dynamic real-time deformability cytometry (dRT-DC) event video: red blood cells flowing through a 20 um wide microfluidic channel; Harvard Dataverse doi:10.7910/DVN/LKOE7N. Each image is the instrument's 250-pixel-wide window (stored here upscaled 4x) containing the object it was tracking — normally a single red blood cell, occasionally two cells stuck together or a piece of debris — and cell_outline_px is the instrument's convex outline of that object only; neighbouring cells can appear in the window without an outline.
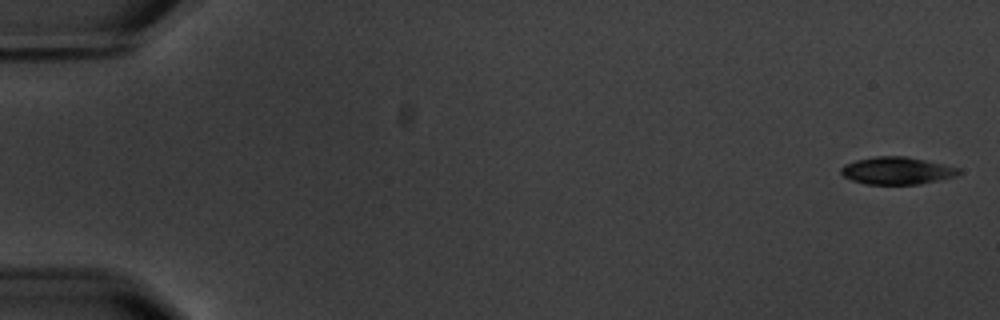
{"species": "common noctule bat (a hibernating species)", "species_latin": "Nyctalus noctula", "temperature_condition": "warm", "stored_images_in_passage": 6, "camera_frame_rate_fps": 3000, "um_per_image_px": 0.085, "animal": {"sex": "male", "body_mass_g": 20.1, "forearm_length_mm": 53.5}, "frame": {"image": 1, "passage_image": 1, "time_ms": 0.0, "image_size_px": [1000, 320], "cell_outline_px": [[964, 172], [956, 176], [920, 184], [868, 184], [852, 180], [844, 176], [840, 172], [840, 168], [844, 164], [856, 160], [876, 156], [904, 156], [924, 160], [960, 168]], "centroid_in_image_um": [76.25, 14.51], "position_along_channel_um": 8.8, "area_um2": 18.73}}
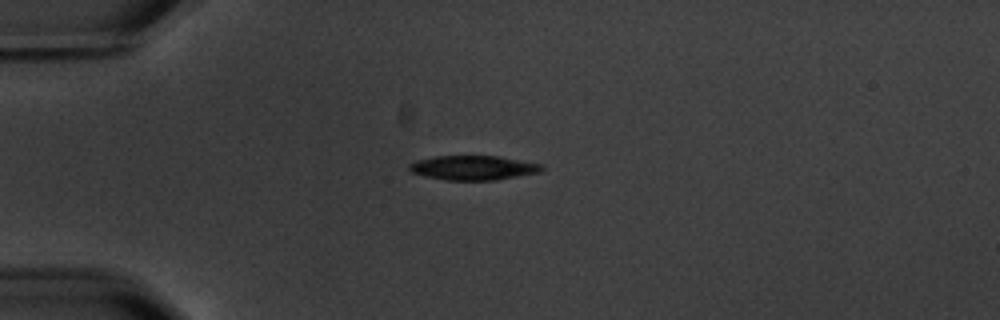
{"frame": {"image": 2, "passage_image": 5, "time_ms": 4.667, "image_size_px": [1000, 320], "cell_outline_px": [[544, 168], [540, 172], [496, 180], [448, 180], [424, 176], [412, 172], [408, 168], [408, 164], [416, 160], [436, 156], [500, 156], [544, 164]], "centroid_in_image_um": [40.25, 14.25], "position_along_channel_um": 44.8, "area_um2": 18.96}}